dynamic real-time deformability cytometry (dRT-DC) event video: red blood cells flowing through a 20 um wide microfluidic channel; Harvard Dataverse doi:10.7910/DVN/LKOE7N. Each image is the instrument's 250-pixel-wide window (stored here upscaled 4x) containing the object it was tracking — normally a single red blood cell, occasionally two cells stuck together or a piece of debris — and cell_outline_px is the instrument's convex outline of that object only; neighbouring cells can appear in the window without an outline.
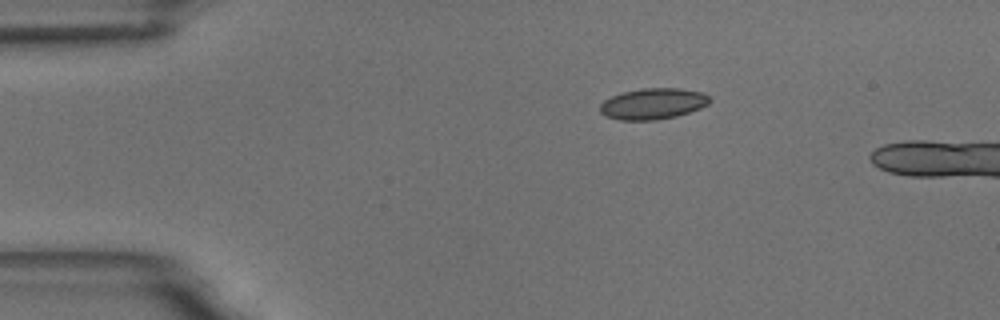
{"species": "common noctule bat (a hibernating species)", "species_latin": "Nyctalus noctula", "temperature_condition": "room temperature", "stored_images_in_passage": 3, "camera_frame_rate_fps": 3000, "um_per_image_px": 0.085, "animal": {"sex": "male", "body_mass_g": 18.8}, "frame": {"image": 1, "passage_image": 1, "time_ms": 0.0, "image_size_px": [1000, 320], "cell_outline_px": [[712, 100], [708, 104], [700, 108], [676, 116], [656, 120], [620, 120], [604, 116], [600, 112], [600, 104], [604, 100], [612, 96], [624, 92], [644, 88], [680, 88], [704, 92]], "centroid_in_image_um": [55.51, 8.82], "position_along_channel_um": 29.5, "area_um2": 19.88}}